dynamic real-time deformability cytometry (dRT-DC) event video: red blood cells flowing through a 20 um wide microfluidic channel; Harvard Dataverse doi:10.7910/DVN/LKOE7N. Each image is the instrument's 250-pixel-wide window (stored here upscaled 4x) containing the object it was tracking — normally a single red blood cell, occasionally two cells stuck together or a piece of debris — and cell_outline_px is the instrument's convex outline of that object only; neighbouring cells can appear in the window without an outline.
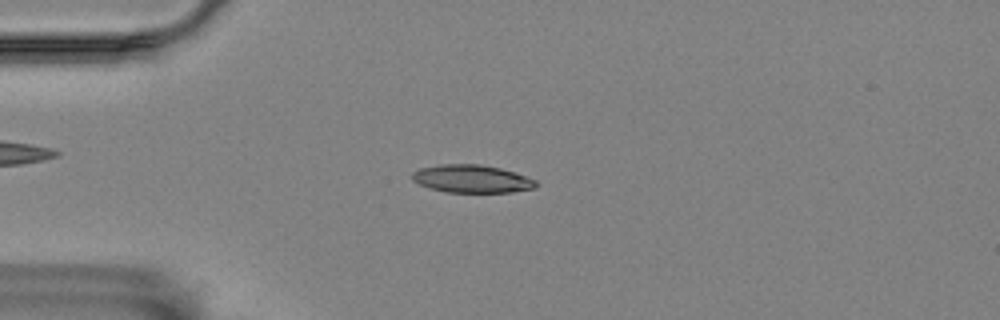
{"species": "Egyptian fruit bat (a non-hibernating species)", "species_latin": "Rousettus aegyptiacus", "temperature_condition": "room temperature", "stored_images_in_passage": 56, "camera_frame_rate_fps": 3000, "um_per_image_px": 0.085, "animal": {"sex": "female"}, "frame": {"image": 1, "passage_image": 14, "time_ms": 4.333, "image_size_px": [1000, 320], "cell_outline_px": [[536, 184], [528, 188], [504, 192], [452, 192], [436, 188], [424, 184], [416, 180], [416, 172], [428, 168], [460, 164], [468, 164], [496, 168], [512, 172], [532, 180]], "centroid_in_image_um": [40.17, 15.22], "position_along_channel_um": 44.8, "area_um2": 17.92}}
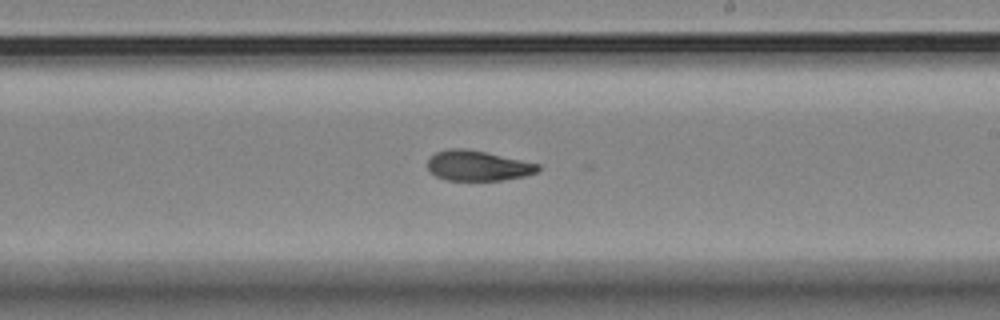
{"frame": {"image": 2, "passage_image": 33, "time_ms": 10.667, "image_size_px": [1000, 320], "cell_outline_px": [[536, 168], [532, 172], [520, 176], [496, 180], [456, 180], [440, 176], [432, 172], [428, 164], [432, 156], [440, 152], [480, 152], [536, 164]], "centroid_in_image_um": [40.6, 14.14], "position_along_channel_um": 248.4, "area_um2": 16.99}}
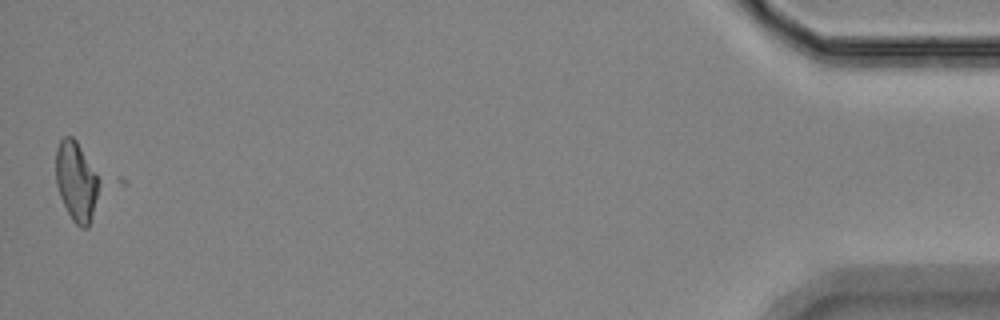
{"frame": {"image": 3, "passage_image": 56, "time_ms": 18.333, "image_size_px": [1000, 320], "cell_outline_px": [[96, 196], [88, 224], [80, 224], [68, 212], [60, 192], [56, 176], [56, 152], [60, 144], [68, 136], [76, 144], [96, 176]], "centroid_in_image_um": [6.42, 15.4], "position_along_channel_um": 428.8, "area_um2": 17.4}}